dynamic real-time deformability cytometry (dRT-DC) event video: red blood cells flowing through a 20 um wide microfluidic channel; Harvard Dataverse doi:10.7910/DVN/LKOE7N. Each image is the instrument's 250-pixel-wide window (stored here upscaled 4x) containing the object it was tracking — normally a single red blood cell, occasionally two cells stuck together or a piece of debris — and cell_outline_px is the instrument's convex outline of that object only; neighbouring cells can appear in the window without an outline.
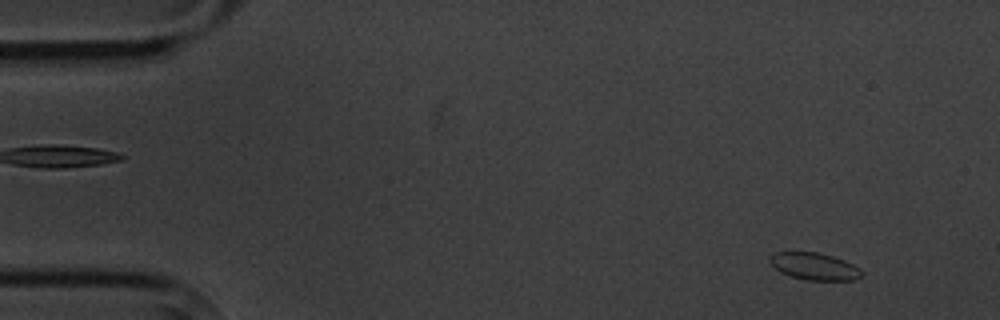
{"species": "common noctule bat (a hibernating species)", "species_latin": "Nyctalus noctula", "temperature_condition": "cold", "stored_images_in_passage": 9, "camera_frame_rate_fps": 3000, "um_per_image_px": 0.085, "animal": {"sex": "male", "body_mass_g": 20.1, "forearm_length_mm": 53.5}, "frame": {"image": 1, "passage_image": 1, "time_ms": 0.0, "image_size_px": [1000, 320], "cell_outline_px": [[864, 272], [860, 276], [852, 280], [808, 280], [792, 276], [780, 272], [768, 260], [768, 256], [772, 252], [816, 252], [832, 256], [844, 260], [852, 264]], "centroid_in_image_um": [69.18, 22.63], "position_along_channel_um": 15.8, "area_um2": 14.39}}
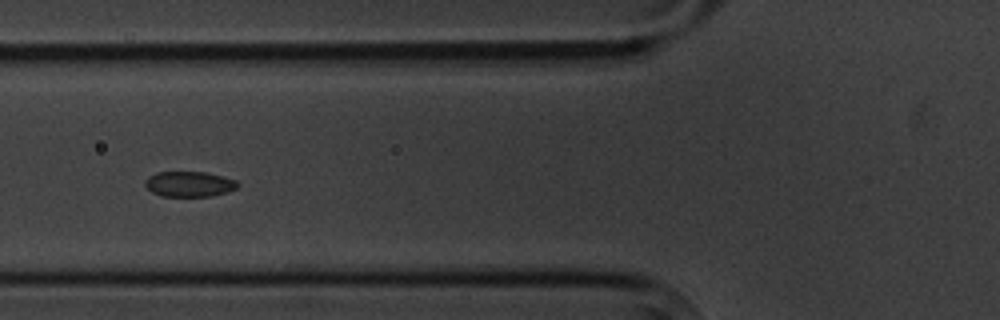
{"frame": {"image": 2, "passage_image": 6, "time_ms": 5.667, "image_size_px": [1000, 320], "cell_outline_px": [[240, 184], [236, 188], [228, 192], [212, 196], [160, 196], [152, 192], [144, 184], [144, 180], [148, 176], [156, 172], [208, 172], [224, 176], [236, 180]], "centroid_in_image_um": [16.1, 15.64], "position_along_channel_um": 109.7, "area_um2": 13.87}}
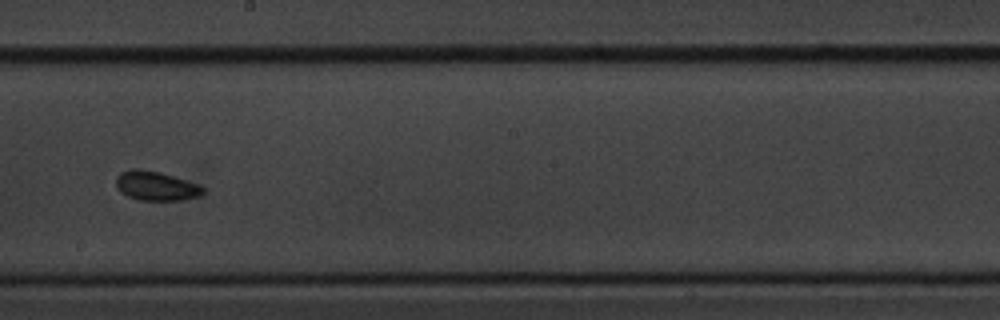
{"frame": {"image": 3, "passage_image": 9, "time_ms": 9.333, "image_size_px": [1000, 320], "cell_outline_px": [[204, 192], [200, 196], [184, 200], [140, 200], [128, 196], [120, 192], [116, 188], [116, 176], [120, 172], [132, 168], [136, 168], [160, 172], [200, 184], [204, 188]], "centroid_in_image_um": [13.26, 15.8], "position_along_channel_um": 234.9, "area_um2": 15.03}}